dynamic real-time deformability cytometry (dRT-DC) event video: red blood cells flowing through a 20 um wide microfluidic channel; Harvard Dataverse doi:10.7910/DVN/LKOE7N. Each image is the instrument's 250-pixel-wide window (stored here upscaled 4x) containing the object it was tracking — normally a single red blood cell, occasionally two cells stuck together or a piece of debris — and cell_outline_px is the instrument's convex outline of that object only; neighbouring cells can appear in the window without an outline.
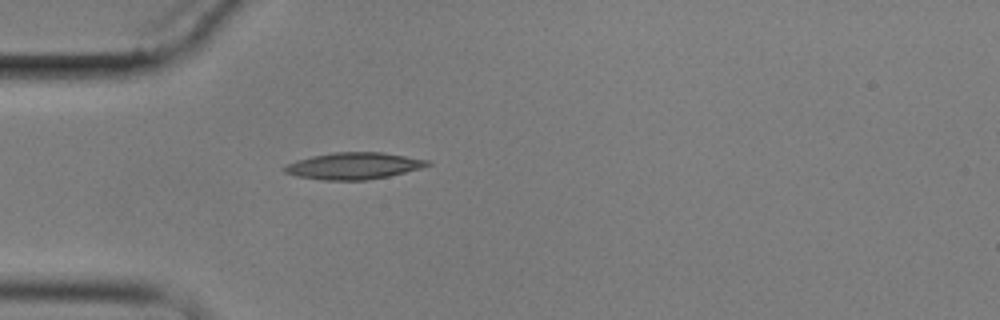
{"species": "common noctule bat (a hibernating species)", "species_latin": "Nyctalus noctula", "temperature_condition": "cold", "stored_images_in_passage": 1, "camera_frame_rate_fps": 3000, "um_per_image_px": 0.085, "animal": {"sex": "male", "body_mass_g": 17.9}, "frame": {"image": 1, "passage_image": 1, "time_ms": 0.0, "image_size_px": [1000, 320], "cell_outline_px": [[432, 164], [420, 168], [388, 176], [364, 180], [324, 180], [296, 176], [284, 172], [284, 168], [288, 164], [296, 160], [312, 156], [332, 152], [384, 152], [432, 160]], "centroid_in_image_um": [30.1, 14.08], "position_along_channel_um": 54.9, "area_um2": 22.25}}